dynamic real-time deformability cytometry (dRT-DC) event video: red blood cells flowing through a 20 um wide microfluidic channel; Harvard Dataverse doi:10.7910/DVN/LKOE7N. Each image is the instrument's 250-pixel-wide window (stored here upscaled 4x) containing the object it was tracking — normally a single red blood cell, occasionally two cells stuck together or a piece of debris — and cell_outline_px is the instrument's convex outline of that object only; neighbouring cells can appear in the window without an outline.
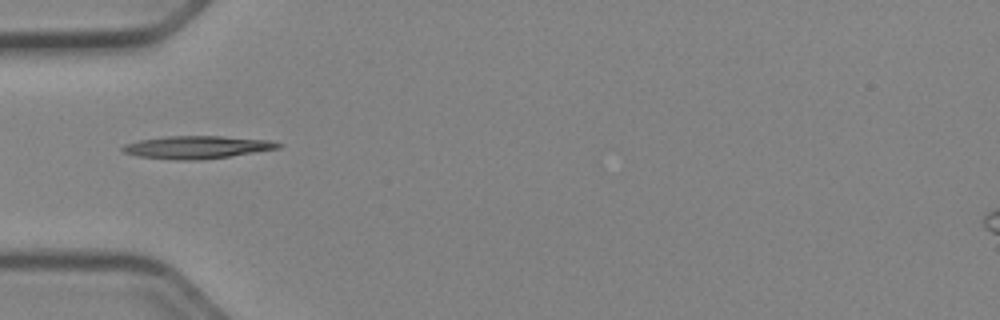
{"species": "Egyptian fruit bat (a non-hibernating species)", "species_latin": "Rousettus aegyptiacus", "temperature_condition": "cold", "stored_images_in_passage": 30, "camera_frame_rate_fps": 3000, "um_per_image_px": 0.085, "animal": {"sex": "female"}, "frame": {"image": 1, "passage_image": 1, "time_ms": 0.0, "image_size_px": [1000, 320], "cell_outline_px": [[284, 144], [280, 148], [228, 156], [200, 160], [176, 160], [136, 156], [124, 152], [120, 148], [124, 144], [140, 140], [168, 136], [220, 136], [268, 140]], "centroid_in_image_um": [16.71, 12.51], "position_along_channel_um": 68.3, "area_um2": 20.46}}
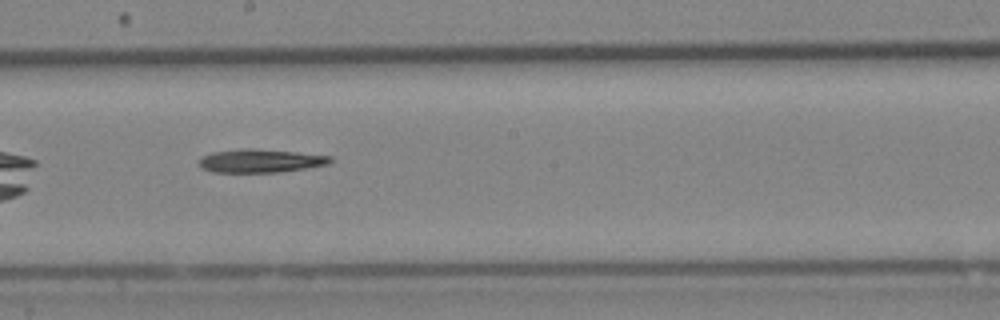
{"frame": {"image": 2, "passage_image": 13, "time_ms": 4.0, "image_size_px": [1000, 320], "cell_outline_px": [[332, 160], [328, 164], [280, 172], [212, 172], [196, 164], [200, 156], [212, 152], [240, 148], [252, 148], [296, 152], [332, 156]], "centroid_in_image_um": [22.07, 13.66], "position_along_channel_um": 226.1, "area_um2": 17.98}}
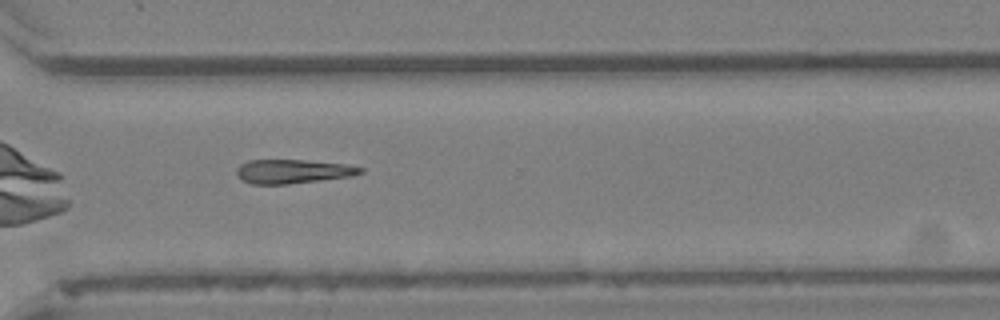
{"frame": {"image": 3, "passage_image": 22, "time_ms": 7.0, "image_size_px": [1000, 320], "cell_outline_px": [[364, 172], [352, 176], [288, 184], [252, 184], [240, 180], [236, 176], [236, 168], [240, 164], [248, 160], [304, 160], [344, 164], [364, 168]], "centroid_in_image_um": [24.84, 14.57], "position_along_channel_um": 345.8, "area_um2": 17.4}, "authors_computed_cell_mechanics": {"area_um2": 18.2937, "velocity_mm_per_s": 3.968, "shape_relaxation_time_tau1_ms": 3.5989, "shape_relaxation_time_tau2_ms": null, "deformation_change_tau1": 0.1154, "deformation_change_tau2": null}}